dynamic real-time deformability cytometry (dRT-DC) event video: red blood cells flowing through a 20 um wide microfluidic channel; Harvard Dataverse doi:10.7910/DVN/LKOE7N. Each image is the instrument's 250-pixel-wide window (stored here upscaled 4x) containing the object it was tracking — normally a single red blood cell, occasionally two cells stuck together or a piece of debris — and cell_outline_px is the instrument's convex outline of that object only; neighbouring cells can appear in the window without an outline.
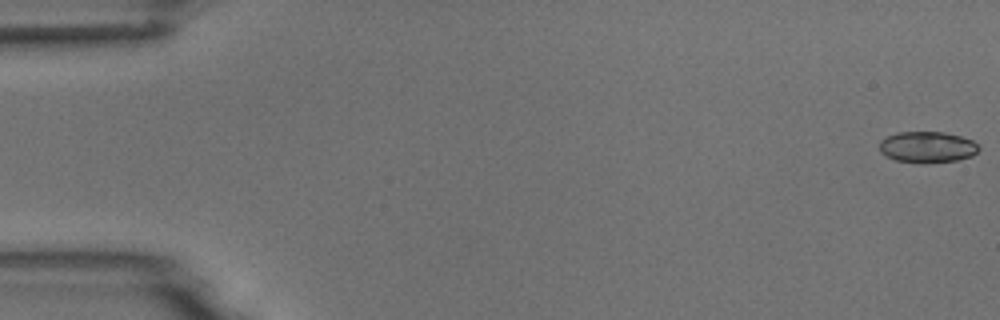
{"species": "common noctule bat (a hibernating species)", "species_latin": "Nyctalus noctula", "temperature_condition": "room temperature", "stored_images_in_passage": 10, "camera_frame_rate_fps": 3000, "um_per_image_px": 0.085, "animal": {"sex": "male", "body_mass_g": 18.8}, "frame": {"image": 1, "passage_image": 1, "time_ms": 0.0, "image_size_px": [1000, 320], "cell_outline_px": [[980, 148], [972, 156], [956, 160], [924, 164], [920, 164], [896, 160], [880, 152], [880, 140], [896, 132], [944, 132], [960, 136], [972, 140]], "centroid_in_image_um": [78.81, 12.51], "position_along_channel_um": 6.2, "area_um2": 18.09}}
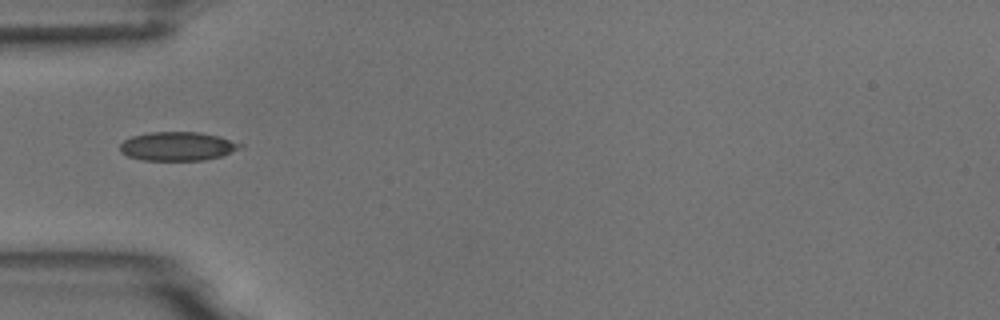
{"frame": {"image": 2, "passage_image": 6, "time_ms": 5.667, "image_size_px": [1000, 320], "cell_outline_px": [[244, 148], [224, 156], [204, 160], [144, 160], [128, 156], [120, 152], [120, 144], [124, 140], [132, 136], [152, 132], [200, 132], [220, 136], [244, 144]], "centroid_in_image_um": [15.17, 12.43], "position_along_channel_um": 69.8, "area_um2": 20.46}}